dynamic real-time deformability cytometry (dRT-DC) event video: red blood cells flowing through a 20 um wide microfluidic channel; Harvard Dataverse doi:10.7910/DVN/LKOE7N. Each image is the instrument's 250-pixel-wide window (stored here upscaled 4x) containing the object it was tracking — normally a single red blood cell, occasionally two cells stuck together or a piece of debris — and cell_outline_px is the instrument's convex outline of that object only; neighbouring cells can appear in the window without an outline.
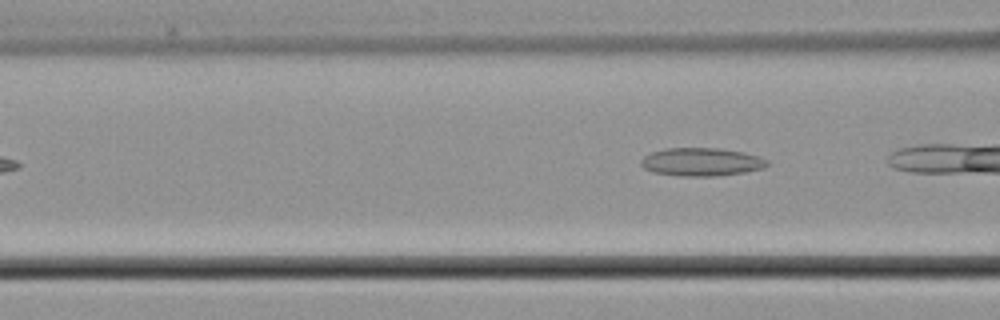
{"species": "common noctule bat (a hibernating species)", "species_latin": "Nyctalus noctula", "temperature_condition": "cold", "stored_images_in_passage": 4, "camera_frame_rate_fps": 3000, "um_per_image_px": 0.085, "animal": {"sex": "male", "body_mass_g": 21.5, "forearm_length_mm": 52.0}, "frame": {"image": 1, "passage_image": 4, "time_ms": 4.333, "image_size_px": [1000, 320], "cell_outline_px": [[768, 164], [764, 168], [744, 172], [716, 176], [680, 176], [652, 172], [644, 168], [640, 164], [640, 160], [644, 156], [652, 152], [664, 148], [720, 148], [744, 152], [768, 160]], "centroid_in_image_um": [59.59, 13.76], "position_along_channel_um": 107.0, "area_um2": 20.75}}